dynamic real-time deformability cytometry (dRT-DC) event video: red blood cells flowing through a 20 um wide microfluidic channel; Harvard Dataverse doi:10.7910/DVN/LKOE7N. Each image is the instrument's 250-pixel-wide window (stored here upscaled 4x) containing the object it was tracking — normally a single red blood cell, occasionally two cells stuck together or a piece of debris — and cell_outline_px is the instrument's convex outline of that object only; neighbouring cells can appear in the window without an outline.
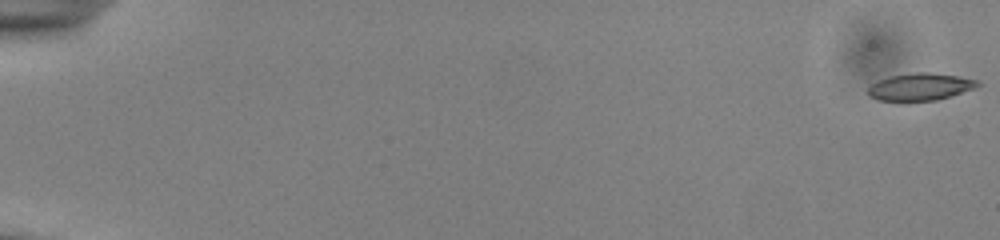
{"species": "common noctule bat (a hibernating species)", "species_latin": "Nyctalus noctula", "temperature_condition": "cold", "stored_images_in_passage": 54, "camera_frame_rate_fps": 3000, "um_per_image_px": 0.085, "animal": {"sex": "male", "body_mass_g": 13.0, "forearm_length_mm": 53.1}, "frame": {"image": 1, "passage_image": 1, "time_ms": 0.0, "image_size_px": [1000, 240], "cell_outline_px": [[980, 84], [976, 88], [936, 100], [876, 100], [868, 96], [868, 88], [872, 84], [880, 80], [892, 76], [916, 72], [928, 72], [956, 76], [980, 80]], "centroid_in_image_um": [78.24, 7.37], "position_along_channel_um": 6.8, "area_um2": 17.11}}
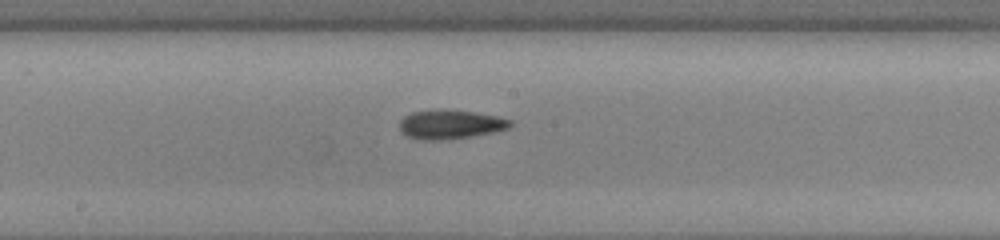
{"frame": {"image": 2, "passage_image": 31, "time_ms": 10.0, "image_size_px": [1000, 240], "cell_outline_px": [[512, 124], [508, 128], [496, 132], [472, 136], [440, 140], [420, 140], [408, 136], [400, 132], [400, 120], [404, 116], [412, 112], [444, 108], [472, 112], [496, 116], [512, 120]], "centroid_in_image_um": [38.26, 10.57], "position_along_channel_um": 209.9, "area_um2": 18.9}}
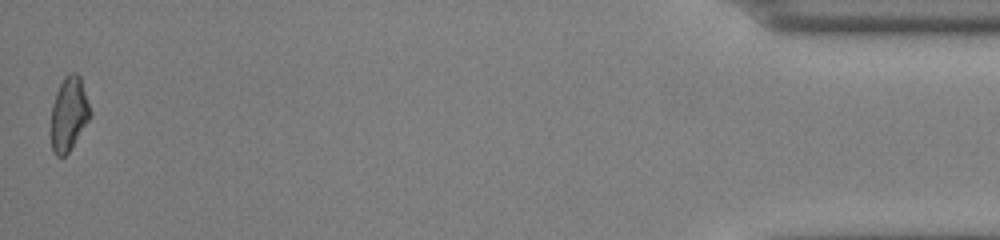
{"frame": {"image": 3, "passage_image": 54, "time_ms": 17.667, "image_size_px": [1000, 240], "cell_outline_px": [[92, 116], [68, 152], [64, 156], [56, 156], [52, 152], [48, 132], [52, 104], [56, 92], [64, 76], [72, 72], [76, 72], [80, 76], [92, 112]], "centroid_in_image_um": [5.81, 9.71], "position_along_channel_um": 429.4, "area_um2": 17.51}, "authors_computed_cell_mechanics": {"area_um2": 17.6001, "velocity_mm_per_s": 3.9484, "shape_relaxation_time_tau1_ms": 5.0026, "shape_relaxation_time_tau2_ms": 2.5653, "deformation_change_tau1": 0.1187, "deformation_change_tau2": 0.0958}}